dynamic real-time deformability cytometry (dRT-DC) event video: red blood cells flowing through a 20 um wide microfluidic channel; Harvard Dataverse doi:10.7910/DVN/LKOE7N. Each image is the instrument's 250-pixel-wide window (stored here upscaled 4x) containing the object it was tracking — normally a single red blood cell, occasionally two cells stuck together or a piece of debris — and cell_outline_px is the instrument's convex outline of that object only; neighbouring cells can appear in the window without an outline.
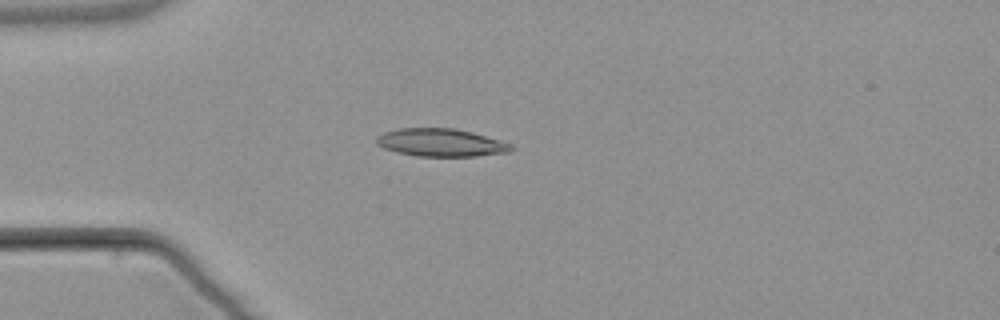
{"species": "common noctule bat (a hibernating species)", "species_latin": "Nyctalus noctula", "temperature_condition": "warm", "stored_images_in_passage": 5, "camera_frame_rate_fps": 3000, "um_per_image_px": 0.085, "animal": {"sex": "male", "body_mass_g": 21.5, "forearm_length_mm": 52.0}, "frame": {"image": 1, "passage_image": 5, "time_ms": 4.667, "image_size_px": [1000, 320], "cell_outline_px": [[516, 148], [512, 152], [476, 156], [416, 156], [396, 152], [384, 148], [376, 144], [376, 136], [384, 132], [400, 128], [456, 128], [472, 132], [512, 144]], "centroid_in_image_um": [37.49, 12.12], "position_along_channel_um": 47.5, "area_um2": 22.02}}